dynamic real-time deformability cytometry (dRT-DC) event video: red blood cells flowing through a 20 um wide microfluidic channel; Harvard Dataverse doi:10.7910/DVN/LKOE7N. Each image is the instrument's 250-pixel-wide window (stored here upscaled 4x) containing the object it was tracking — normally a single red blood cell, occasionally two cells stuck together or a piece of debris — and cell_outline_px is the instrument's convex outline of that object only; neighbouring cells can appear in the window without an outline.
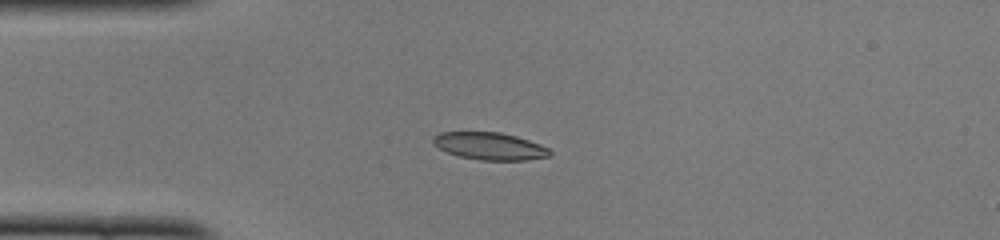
{"species": "common noctule bat (a hibernating species)", "species_latin": "Nyctalus noctula", "temperature_condition": "cold", "stored_images_in_passage": 49, "camera_frame_rate_fps": 3000, "um_per_image_px": 0.085, "animal": {"sex": "female", "body_mass_g": 22.0, "forearm_length_mm": 56.7}, "frame": {"image": 1, "passage_image": 12, "time_ms": 3.667, "image_size_px": [1000, 240], "cell_outline_px": [[552, 156], [528, 160], [480, 160], [460, 156], [448, 152], [432, 144], [432, 136], [440, 132], [500, 132], [516, 136], [540, 144], [548, 148], [552, 152]], "centroid_in_image_um": [41.64, 12.42], "position_along_channel_um": 43.4, "area_um2": 18.67}}
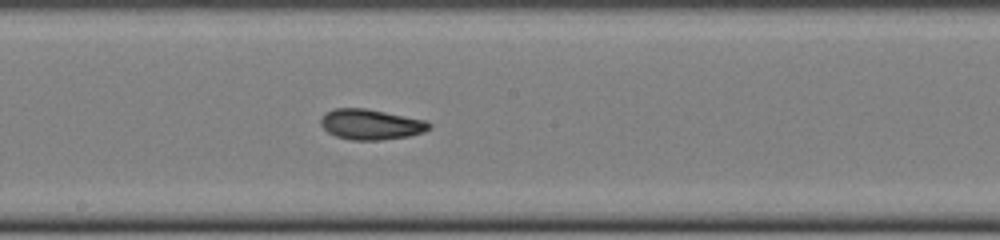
{"frame": {"image": 2, "passage_image": 26, "time_ms": 8.333, "image_size_px": [1000, 240], "cell_outline_px": [[432, 128], [424, 132], [408, 136], [380, 140], [352, 140], [336, 136], [328, 132], [320, 124], [320, 116], [324, 112], [332, 108], [368, 108], [424, 120], [432, 124]], "centroid_in_image_um": [31.49, 10.56], "position_along_channel_um": 216.7, "area_um2": 19.42}}
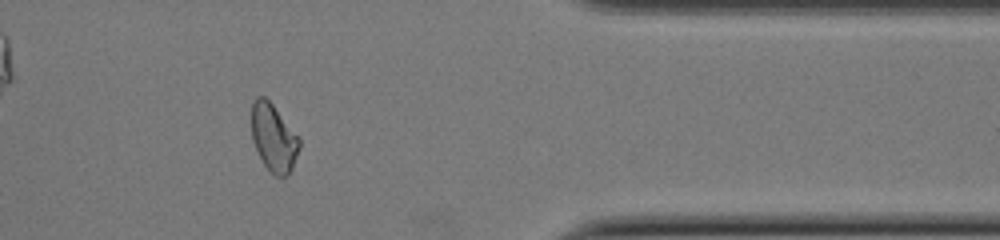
{"frame": {"image": 3, "passage_image": 40, "time_ms": 13.0, "image_size_px": [1000, 240], "cell_outline_px": [[300, 148], [292, 168], [284, 176], [276, 176], [264, 164], [252, 140], [252, 104], [256, 96], [264, 96], [272, 104], [300, 136]], "centroid_in_image_um": [23.28, 11.68], "position_along_channel_um": 388.1, "area_um2": 18.67}, "authors_computed_cell_mechanics": {"area_um2": 18.9584, "velocity_mm_per_s": 4.099, "shape_relaxation_time_tau1_ms": 5.3088, "shape_relaxation_time_tau2_ms": 2.5963, "deformation_change_tau1": 0.1401, "deformation_change_tau2": 0.0795}}